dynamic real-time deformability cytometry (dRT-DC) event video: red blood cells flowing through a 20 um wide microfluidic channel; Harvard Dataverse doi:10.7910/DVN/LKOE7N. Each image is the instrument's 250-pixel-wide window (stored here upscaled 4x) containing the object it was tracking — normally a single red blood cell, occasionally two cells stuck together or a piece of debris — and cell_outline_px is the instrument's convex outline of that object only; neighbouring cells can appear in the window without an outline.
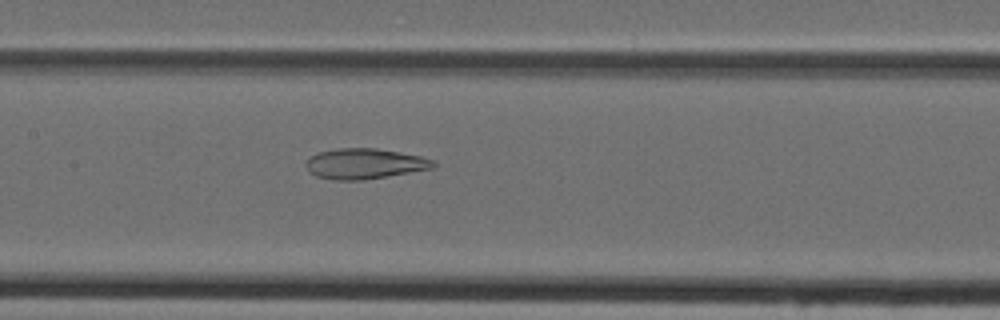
{"species": "Egyptian fruit bat (a non-hibernating species)", "species_latin": "Rousettus aegyptiacus", "temperature_condition": "cold", "stored_images_in_passage": 47, "camera_frame_rate_fps": 3000, "um_per_image_px": 0.085, "animal": {"sex": "female"}, "frame": {"image": 1, "passage_image": 23, "time_ms": 7.333, "image_size_px": [1000, 320], "cell_outline_px": [[436, 164], [432, 168], [364, 180], [332, 180], [316, 176], [308, 172], [304, 164], [312, 156], [320, 152], [336, 148], [376, 148], [400, 152], [420, 156], [432, 160]], "centroid_in_image_um": [30.94, 13.92], "position_along_channel_um": 176.5, "area_um2": 22.48}}
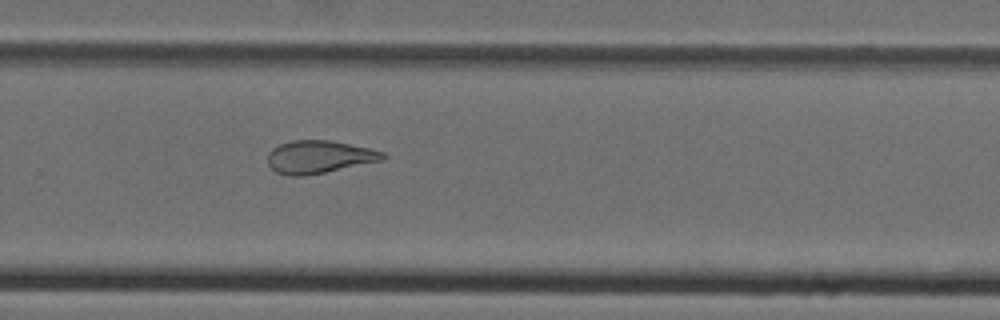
{"frame": {"image": 2, "passage_image": 32, "time_ms": 10.333, "image_size_px": [1000, 320], "cell_outline_px": [[388, 156], [384, 160], [304, 176], [288, 176], [276, 172], [268, 164], [268, 152], [272, 148], [280, 144], [292, 140], [332, 140], [368, 148], [384, 152]], "centroid_in_image_um": [27.12, 13.33], "position_along_channel_um": 302.7, "area_um2": 22.02}}
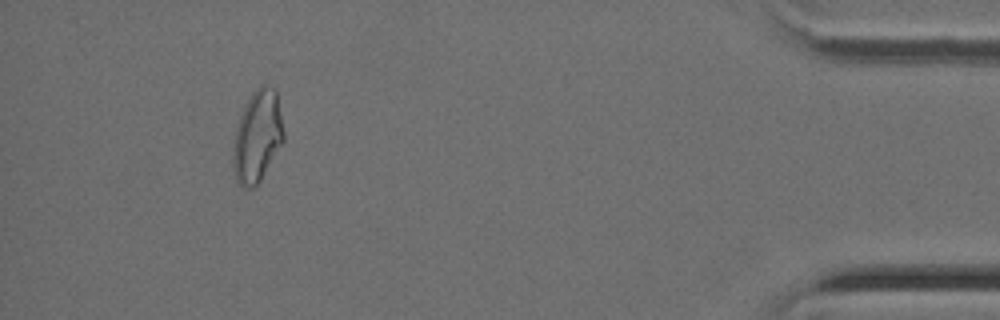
{"frame": {"image": 3, "passage_image": 44, "time_ms": 14.333, "image_size_px": [1000, 320], "cell_outline_px": [[284, 140], [260, 180], [252, 188], [244, 188], [236, 180], [232, 168], [232, 148], [236, 128], [244, 104], [252, 92], [260, 84], [268, 84], [276, 88], [284, 132]], "centroid_in_image_um": [21.86, 11.55], "position_along_channel_um": 413.3, "area_um2": 27.28}}